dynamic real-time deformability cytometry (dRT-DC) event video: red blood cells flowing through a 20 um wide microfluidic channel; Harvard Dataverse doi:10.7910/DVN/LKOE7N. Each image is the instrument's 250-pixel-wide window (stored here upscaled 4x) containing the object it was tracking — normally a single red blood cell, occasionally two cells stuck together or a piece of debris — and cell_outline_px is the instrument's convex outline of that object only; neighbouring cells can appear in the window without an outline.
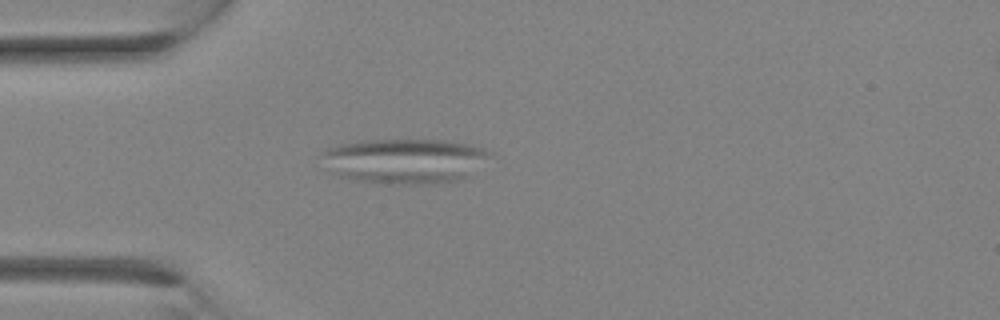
{"species": "Egyptian fruit bat (a non-hibernating species)", "species_latin": "Rousettus aegyptiacus", "temperature_condition": "room temperature", "stored_images_in_passage": 3, "camera_frame_rate_fps": 3000, "um_per_image_px": 0.085, "animal": {"sex": "female"}, "frame": {"image": 1, "passage_image": 3, "time_ms": 2.333, "image_size_px": [1000, 320], "cell_outline_px": [[492, 152], [464, 176], [456, 180], [436, 184], [396, 184], [352, 180], [336, 176], [324, 152], [328, 148], [336, 144], [360, 140], [444, 140], [468, 144], [484, 148]], "centroid_in_image_um": [34.37, 13.67], "position_along_channel_um": 50.6, "area_um2": 43.06}}